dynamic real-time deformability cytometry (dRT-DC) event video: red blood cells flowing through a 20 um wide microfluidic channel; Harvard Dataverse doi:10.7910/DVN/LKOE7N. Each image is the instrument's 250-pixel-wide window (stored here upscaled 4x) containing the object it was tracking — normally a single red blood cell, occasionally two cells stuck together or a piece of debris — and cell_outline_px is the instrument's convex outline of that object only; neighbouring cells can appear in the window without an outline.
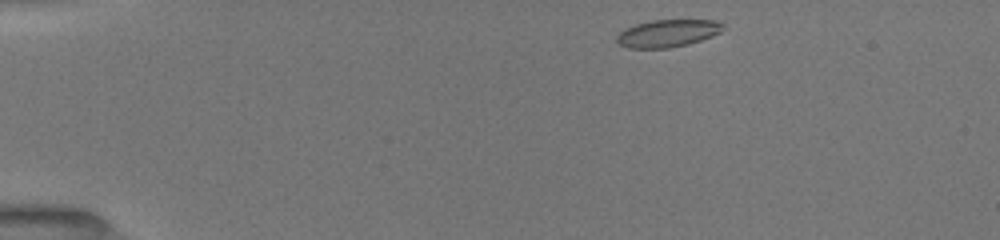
{"species": "common noctule bat (a hibernating species)", "species_latin": "Nyctalus noctula", "temperature_condition": "room temperature", "stored_images_in_passage": 18, "camera_frame_rate_fps": 3000, "um_per_image_px": 0.085, "animal": {"sex": "female", "body_mass_g": 19.5, "forearm_length_mm": 54.1}, "frame": {"image": 1, "passage_image": 1, "time_ms": 0.0, "image_size_px": [1000, 240], "cell_outline_px": [[724, 28], [720, 32], [712, 36], [688, 44], [668, 48], [628, 48], [620, 44], [616, 40], [616, 36], [624, 28], [636, 24], [652, 20], [716, 20], [724, 24]], "centroid_in_image_um": [56.75, 2.82], "position_along_channel_um": 28.3, "area_um2": 16.99}}
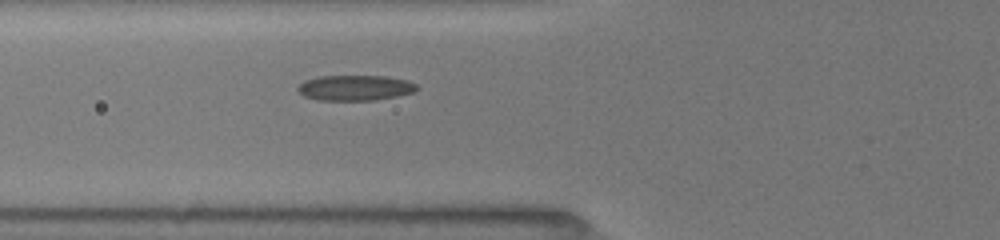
{"frame": {"image": 2, "passage_image": 10, "time_ms": 3.667, "image_size_px": [1000, 240], "cell_outline_px": [[420, 88], [412, 92], [396, 96], [376, 100], [316, 100], [304, 96], [296, 88], [304, 80], [316, 76], [384, 76], [408, 80], [416, 84]], "centroid_in_image_um": [30.17, 7.46], "position_along_channel_um": 95.6, "area_um2": 17.69}}
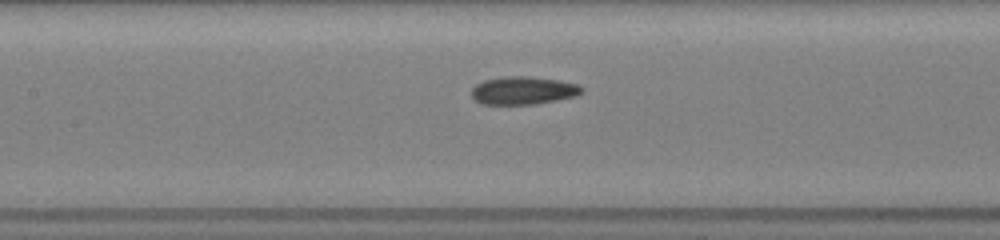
{"frame": {"image": 3, "passage_image": 15, "time_ms": 5.333, "image_size_px": [1000, 240], "cell_outline_px": [[584, 92], [576, 96], [536, 104], [480, 104], [472, 96], [472, 88], [476, 84], [484, 80], [508, 76], [528, 76], [560, 80], [580, 84], [584, 88]], "centroid_in_image_um": [44.52, 7.69], "position_along_channel_um": 162.9, "area_um2": 18.09}}